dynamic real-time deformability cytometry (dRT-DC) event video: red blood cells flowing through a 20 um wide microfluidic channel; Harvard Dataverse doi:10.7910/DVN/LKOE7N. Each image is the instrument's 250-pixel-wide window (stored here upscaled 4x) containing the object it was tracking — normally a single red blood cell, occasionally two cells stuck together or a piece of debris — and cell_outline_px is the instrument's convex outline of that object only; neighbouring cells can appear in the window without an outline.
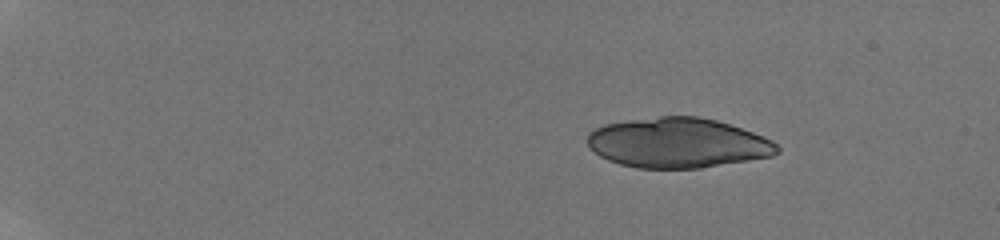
{"species": "human", "species_latin": "Homo sapiens", "temperature_condition": "room temperature", "stored_images_in_passage": 24, "segment_of_instrument_passage": [1, 2], "camera_frame_rate_fps": 3000, "um_per_image_px": 0.085, "donor": {"sex": "male"}, "frame": {"image": 1, "passage_image": 1, "time_ms": 0.0, "image_size_px": [1000, 240], "cell_outline_px": [[780, 152], [772, 156], [700, 168], [636, 168], [620, 164], [608, 160], [600, 156], [588, 148], [588, 132], [604, 124], [660, 116], [700, 116], [716, 120], [752, 132], [772, 140], [780, 148]], "centroid_in_image_um": [57.6, 12.15], "position_along_channel_um": 27.4, "area_um2": 55.14}}